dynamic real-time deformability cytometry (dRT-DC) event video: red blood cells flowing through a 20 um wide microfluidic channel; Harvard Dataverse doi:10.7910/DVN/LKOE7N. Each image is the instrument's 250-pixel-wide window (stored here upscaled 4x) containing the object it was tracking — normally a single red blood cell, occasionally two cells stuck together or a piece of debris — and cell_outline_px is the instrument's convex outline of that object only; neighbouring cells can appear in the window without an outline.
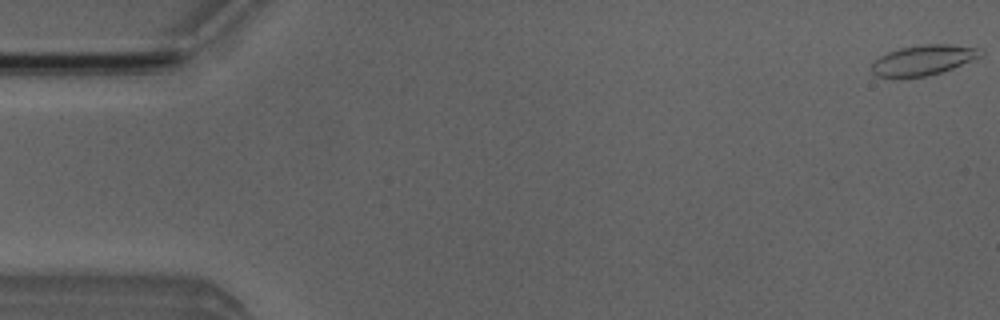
{"species": "Egyptian fruit bat (a non-hibernating species)", "species_latin": "Rousettus aegyptiacus", "temperature_condition": "room temperature", "stored_images_in_passage": 4, "camera_frame_rate_fps": 3000, "um_per_image_px": 0.085, "animal": {"sex": "male"}, "frame": {"image": 1, "passage_image": 1, "time_ms": 0.0, "image_size_px": [1000, 320], "cell_outline_px": [[984, 48], [980, 56], [952, 68], [928, 76], [876, 76], [872, 72], [872, 64], [880, 56], [888, 52], [900, 48], [924, 44], [948, 44]], "centroid_in_image_um": [78.5, 5.08], "position_along_channel_um": 6.5, "area_um2": 18.73}}
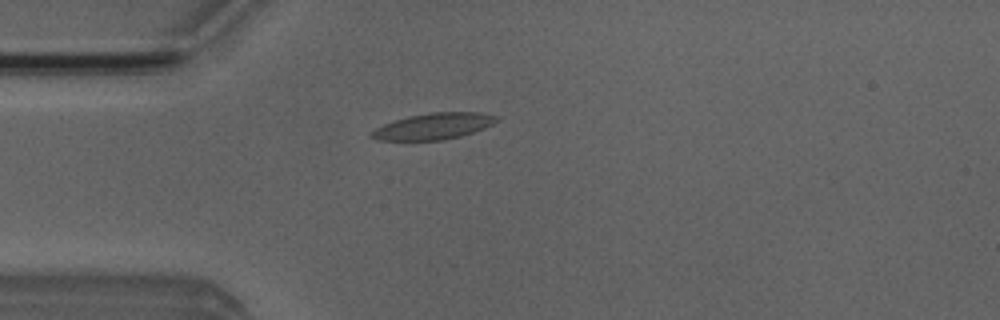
{"frame": {"image": 2, "passage_image": 4, "time_ms": 4.333, "image_size_px": [1000, 320], "cell_outline_px": [[500, 120], [484, 128], [460, 136], [444, 140], [376, 140], [368, 136], [368, 132], [384, 124], [408, 116], [432, 112], [480, 112], [500, 116]], "centroid_in_image_um": [36.85, 10.73], "position_along_channel_um": 48.1, "area_um2": 19.25}}